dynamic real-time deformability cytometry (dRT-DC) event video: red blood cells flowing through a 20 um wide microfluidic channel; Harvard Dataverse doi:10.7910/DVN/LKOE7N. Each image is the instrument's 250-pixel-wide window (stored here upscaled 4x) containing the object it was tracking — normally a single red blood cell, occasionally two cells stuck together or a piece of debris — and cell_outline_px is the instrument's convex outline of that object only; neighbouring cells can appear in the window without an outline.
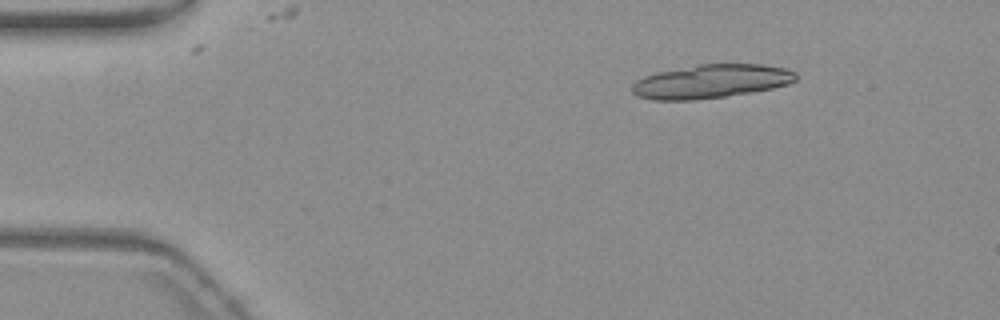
{"species": "common noctule bat (a hibernating species)", "species_latin": "Nyctalus noctula", "temperature_condition": "warm", "stored_images_in_passage": 12, "camera_frame_rate_fps": 3000, "um_per_image_px": 0.085, "animal": {"sex": "female", "body_mass_g": 19.3, "forearm_length_mm": 54.1}, "frame": {"image": 1, "passage_image": 1, "time_ms": 0.0, "image_size_px": [1000, 320], "cell_outline_px": [[796, 80], [788, 84], [772, 88], [724, 96], [692, 100], [652, 100], [636, 96], [632, 92], [632, 84], [636, 80], [644, 76], [656, 72], [700, 64], [764, 64], [784, 68], [796, 72]], "centroid_in_image_um": [60.4, 6.91], "position_along_channel_um": 24.6, "area_um2": 32.08}}